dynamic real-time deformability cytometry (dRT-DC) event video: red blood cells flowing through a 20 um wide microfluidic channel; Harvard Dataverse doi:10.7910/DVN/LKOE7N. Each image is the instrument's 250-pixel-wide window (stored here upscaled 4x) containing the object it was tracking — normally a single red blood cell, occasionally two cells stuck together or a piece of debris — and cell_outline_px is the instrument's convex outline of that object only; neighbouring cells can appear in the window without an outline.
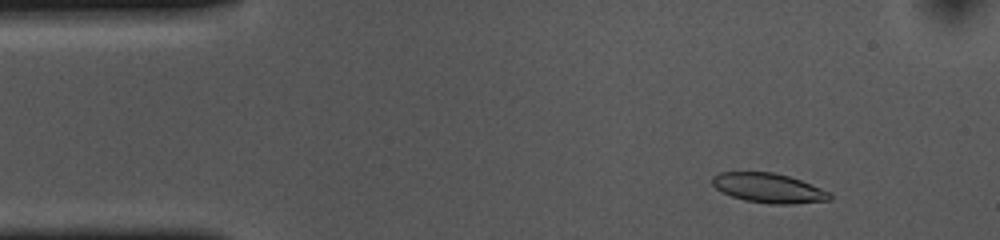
{"species": "common noctule bat (a hibernating species)", "species_latin": "Nyctalus noctula", "temperature_condition": "cold", "stored_images_in_passage": 53, "camera_frame_rate_fps": 3000, "um_per_image_px": 0.085, "animal": {"sex": "female", "body_mass_g": 10.0, "forearm_length_mm": 53.1}, "frame": {"image": 1, "passage_image": 4, "time_ms": 1.0, "image_size_px": [1000, 240], "cell_outline_px": [[832, 200], [792, 204], [772, 204], [744, 200], [732, 196], [716, 188], [712, 184], [712, 176], [720, 172], [772, 172], [788, 176], [800, 180], [832, 192]], "centroid_in_image_um": [65.36, 15.99], "position_along_channel_um": 19.6, "area_um2": 20.23}}
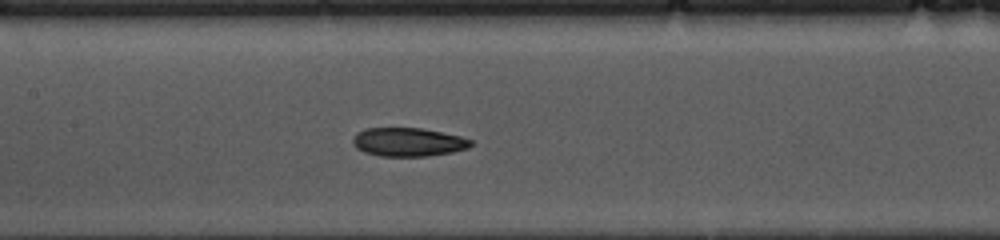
{"frame": {"image": 2, "passage_image": 22, "time_ms": 7.0, "image_size_px": [1000, 240], "cell_outline_px": [[472, 144], [468, 148], [452, 152], [428, 156], [380, 156], [364, 152], [356, 148], [352, 144], [352, 136], [356, 132], [364, 128], [424, 128], [460, 136], [472, 140]], "centroid_in_image_um": [34.66, 12.07], "position_along_channel_um": 172.7, "area_um2": 19.88}}
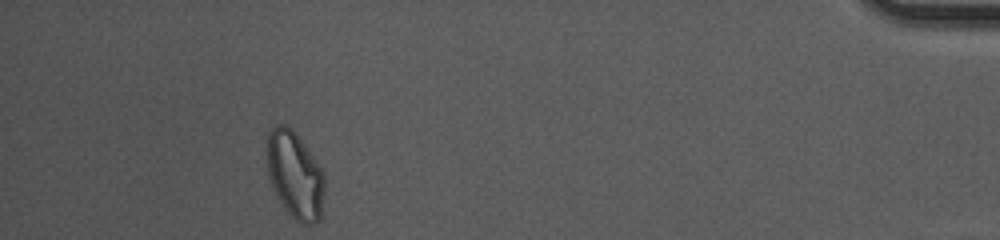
{"frame": {"image": 3, "passage_image": 47, "time_ms": 15.333, "image_size_px": [1000, 240], "cell_outline_px": [[324, 192], [320, 220], [312, 224], [300, 224], [288, 212], [276, 196], [268, 176], [268, 136], [272, 128], [276, 124], [284, 124], [292, 128], [316, 160], [324, 172]], "centroid_in_image_um": [25.09, 14.89], "position_along_channel_um": 410.1, "area_um2": 29.07}, "authors_computed_cell_mechanics": {"area_um2": 20.7502, "velocity_mm_per_s": 3.6381, "shape_relaxation_time_tau1_ms": 7.6127, "shape_relaxation_time_tau2_ms": 5.4875, "deformation_change_tau1": 0.1446, "deformation_change_tau2": 0.1078}}